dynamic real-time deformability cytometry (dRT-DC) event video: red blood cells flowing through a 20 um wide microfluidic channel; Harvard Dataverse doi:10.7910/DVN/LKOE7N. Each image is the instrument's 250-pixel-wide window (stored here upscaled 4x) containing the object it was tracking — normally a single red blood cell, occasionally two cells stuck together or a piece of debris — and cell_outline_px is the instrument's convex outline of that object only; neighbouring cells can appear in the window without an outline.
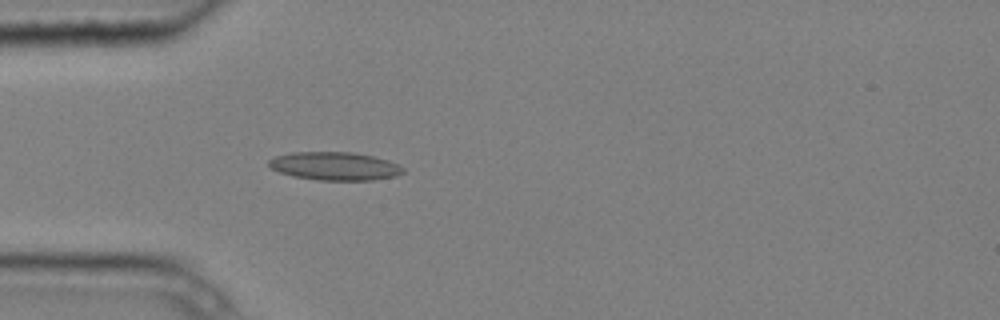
{"species": "common noctule bat (a hibernating species)", "species_latin": "Nyctalus noctula", "temperature_condition": "cold", "stored_images_in_passage": 4, "camera_frame_rate_fps": 3000, "um_per_image_px": 0.085, "animal": {"sex": "male", "body_mass_g": 20.4}, "frame": {"image": 1, "passage_image": 4, "time_ms": 1.0, "image_size_px": [1000, 320], "cell_outline_px": [[404, 172], [396, 176], [372, 180], [316, 180], [292, 176], [280, 172], [272, 168], [268, 164], [268, 160], [276, 156], [292, 152], [352, 152], [372, 156], [388, 160], [404, 168]], "centroid_in_image_um": [28.45, 14.12], "position_along_channel_um": 56.6, "area_um2": 22.02}}